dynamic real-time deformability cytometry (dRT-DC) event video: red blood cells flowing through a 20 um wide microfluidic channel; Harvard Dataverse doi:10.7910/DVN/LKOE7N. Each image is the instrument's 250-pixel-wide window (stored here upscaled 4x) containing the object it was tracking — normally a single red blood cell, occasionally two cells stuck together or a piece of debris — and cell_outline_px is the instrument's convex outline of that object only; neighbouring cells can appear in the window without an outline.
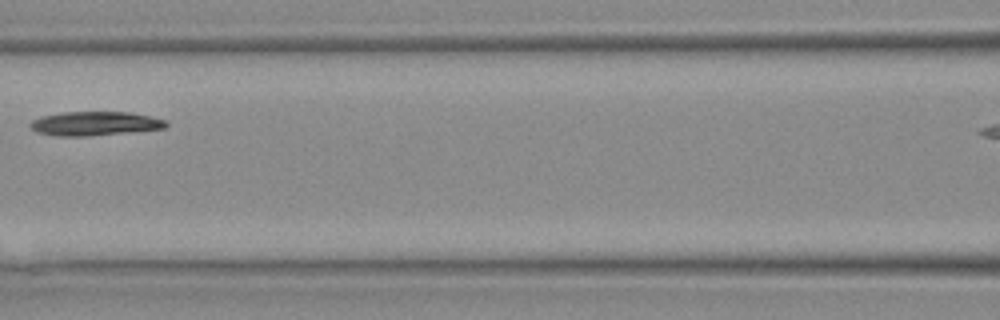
{"species": "Egyptian fruit bat (a non-hibernating species)", "species_latin": "Rousettus aegyptiacus", "temperature_condition": "warm", "stored_images_in_passage": 8, "camera_frame_rate_fps": 3000, "um_per_image_px": 0.085, "animal": {"sex": "female"}, "frame": {"image": 1, "passage_image": 7, "time_ms": 2.0, "image_size_px": [1000, 320], "cell_outline_px": [[168, 124], [164, 128], [84, 136], [56, 136], [36, 132], [28, 124], [32, 120], [40, 116], [60, 112], [132, 112], [164, 120]], "centroid_in_image_um": [7.97, 10.49], "position_along_channel_um": 158.6, "area_um2": 18.79}}